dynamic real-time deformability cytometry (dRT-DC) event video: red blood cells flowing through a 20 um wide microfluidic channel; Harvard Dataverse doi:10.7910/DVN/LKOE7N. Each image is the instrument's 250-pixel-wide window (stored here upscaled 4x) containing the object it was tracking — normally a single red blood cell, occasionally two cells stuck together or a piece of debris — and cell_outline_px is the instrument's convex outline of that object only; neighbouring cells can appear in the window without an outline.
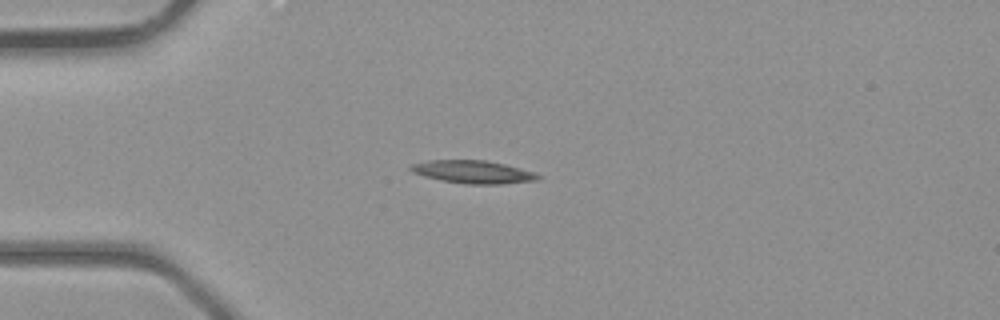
{"species": "common noctule bat (a hibernating species)", "species_latin": "Nyctalus noctula", "temperature_condition": "room temperature", "stored_images_in_passage": 1, "camera_frame_rate_fps": 3000, "um_per_image_px": 0.085, "animal": {"sex": "male", "body_mass_g": 23.1, "forearm_length_mm": 52.7}, "frame": {"image": 1, "passage_image": 1, "time_ms": 0.0, "image_size_px": [1000, 320], "cell_outline_px": [[540, 176], [536, 180], [500, 184], [464, 184], [424, 176], [412, 172], [408, 168], [412, 164], [428, 160], [484, 160], [504, 164], [532, 172]], "centroid_in_image_um": [40.15, 14.61], "position_along_channel_um": 44.9, "area_um2": 16.65}}